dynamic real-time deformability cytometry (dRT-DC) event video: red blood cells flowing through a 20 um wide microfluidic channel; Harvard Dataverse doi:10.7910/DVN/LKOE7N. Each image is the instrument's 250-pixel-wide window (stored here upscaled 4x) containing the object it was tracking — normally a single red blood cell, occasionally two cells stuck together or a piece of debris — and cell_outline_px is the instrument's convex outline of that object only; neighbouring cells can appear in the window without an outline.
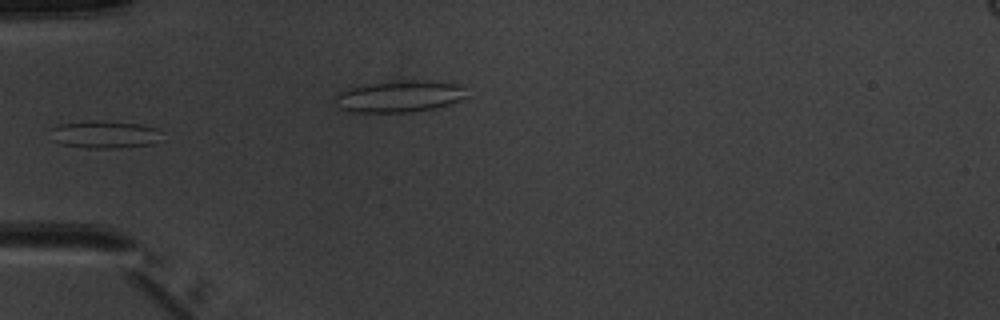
{"species": "common noctule bat (a hibernating species)", "species_latin": "Nyctalus noctula", "temperature_condition": "warm", "stored_images_in_passage": 6, "camera_frame_rate_fps": 3000, "um_per_image_px": 0.085, "animal": {"sex": "male", "body_mass_g": 20.1, "forearm_length_mm": 53.5}, "frame": {"image": 1, "passage_image": 4, "time_ms": 3.667, "image_size_px": [1000, 320], "cell_outline_px": [[156, 128], [152, 144], [120, 148], [88, 148], [64, 144], [52, 140], [52, 128], [60, 124], [88, 120], [140, 124]], "centroid_in_image_um": [8.77, 11.43], "position_along_channel_um": 76.2, "area_um2": 17.17}}
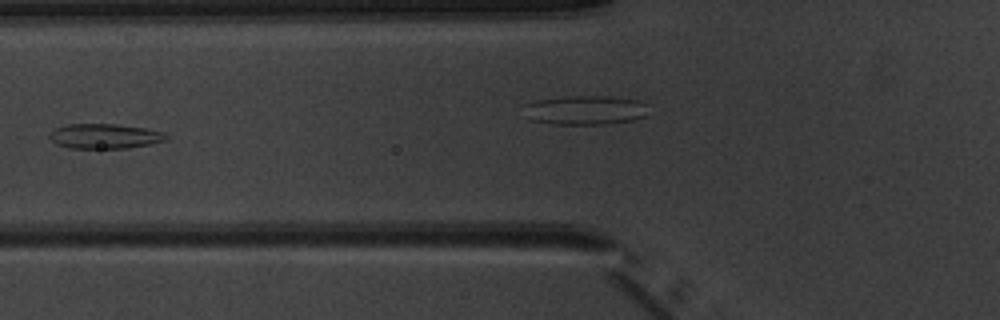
{"frame": {"image": 2, "passage_image": 5, "time_ms": 4.667, "image_size_px": [1000, 320], "cell_outline_px": [[168, 136], [164, 140], [148, 144], [124, 148], [72, 148], [56, 144], [48, 136], [56, 128], [68, 124], [116, 124], [148, 128], [164, 132]], "centroid_in_image_um": [8.9, 11.56], "position_along_channel_um": 116.9, "area_um2": 16.7}}